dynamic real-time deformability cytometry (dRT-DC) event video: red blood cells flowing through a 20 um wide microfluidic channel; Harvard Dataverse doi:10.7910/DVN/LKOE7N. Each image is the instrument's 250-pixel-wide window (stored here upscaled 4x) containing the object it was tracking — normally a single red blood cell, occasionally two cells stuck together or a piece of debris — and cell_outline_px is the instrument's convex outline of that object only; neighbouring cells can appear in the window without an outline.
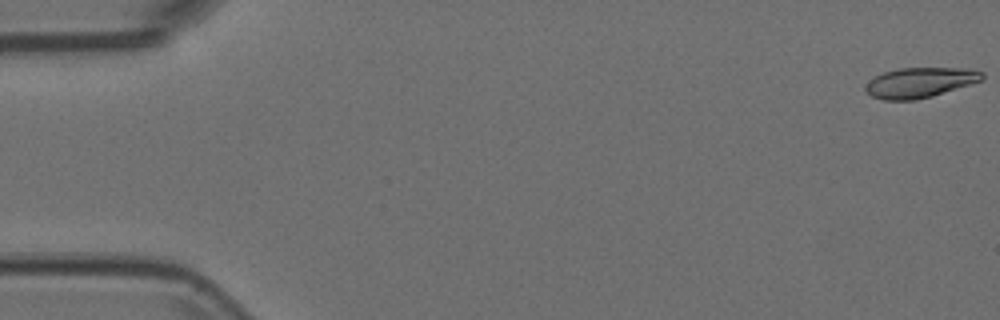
{"species": "Egyptian fruit bat (a non-hibernating species)", "species_latin": "Rousettus aegyptiacus", "temperature_condition": "room temperature", "stored_images_in_passage": 54, "camera_frame_rate_fps": 3000, "um_per_image_px": 0.085, "animal": {"sex": "female"}, "frame": {"image": 1, "passage_image": 1, "time_ms": 0.0, "image_size_px": [1000, 320], "cell_outline_px": [[984, 76], [980, 80], [972, 84], [932, 96], [916, 100], [884, 100], [872, 96], [864, 88], [876, 76], [884, 72], [900, 68], [968, 68], [984, 72]], "centroid_in_image_um": [78.24, 7.01], "position_along_channel_um": 6.8, "area_um2": 20.29}}
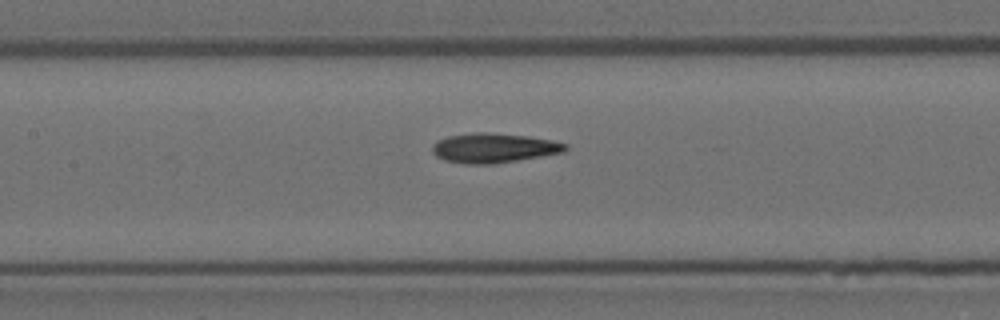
{"frame": {"image": 2, "passage_image": 25, "time_ms": 8.0, "image_size_px": [1000, 320], "cell_outline_px": [[568, 148], [564, 152], [492, 164], [468, 164], [444, 160], [436, 156], [432, 152], [432, 144], [436, 140], [448, 136], [472, 132], [488, 132], [528, 136], [552, 140], [568, 144]], "centroid_in_image_um": [41.94, 12.56], "position_along_channel_um": 165.5, "area_um2": 23.0}}
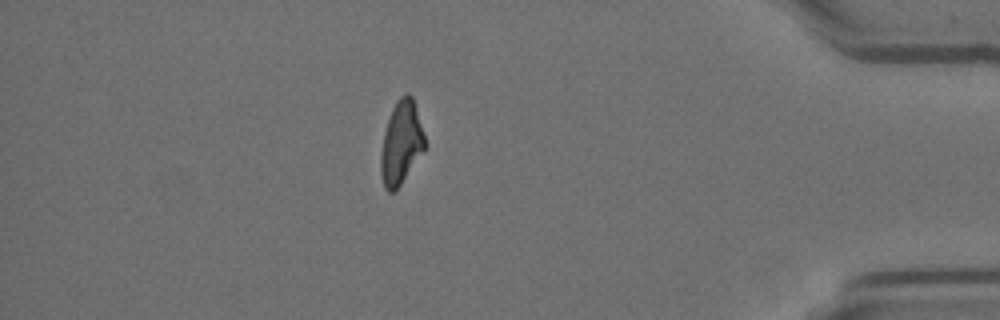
{"frame": {"image": 3, "passage_image": 47, "time_ms": 15.333, "image_size_px": [1000, 320], "cell_outline_px": [[428, 144], [400, 184], [392, 192], [388, 192], [384, 188], [380, 172], [380, 152], [384, 132], [392, 108], [396, 100], [404, 92], [408, 92], [412, 96]], "centroid_in_image_um": [34.1, 12.1], "position_along_channel_um": 401.1, "area_um2": 21.44}}